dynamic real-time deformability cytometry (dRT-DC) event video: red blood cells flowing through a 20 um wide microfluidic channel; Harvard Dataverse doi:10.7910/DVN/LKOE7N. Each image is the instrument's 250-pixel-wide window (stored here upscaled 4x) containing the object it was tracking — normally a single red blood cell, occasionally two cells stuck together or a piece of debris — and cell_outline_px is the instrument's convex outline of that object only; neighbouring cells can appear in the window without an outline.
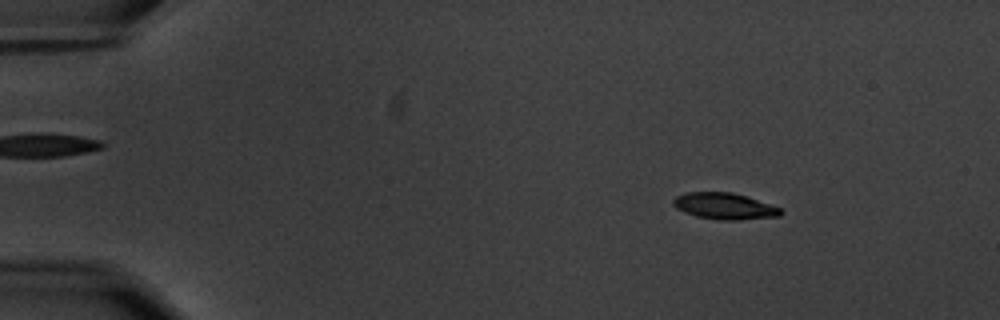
{"species": "common noctule bat (a hibernating species)", "species_latin": "Nyctalus noctula", "temperature_condition": "warm", "stored_images_in_passage": 58, "camera_frame_rate_fps": 3000, "um_per_image_px": 0.085, "animal": {"sex": "male", "body_mass_g": 20.1, "forearm_length_mm": 53.5}, "frame": {"image": 1, "passage_image": 8, "time_ms": 2.333, "image_size_px": [1000, 320], "cell_outline_px": [[784, 212], [780, 216], [740, 220], [720, 220], [696, 216], [684, 212], [676, 208], [672, 204], [672, 200], [676, 196], [688, 192], [732, 192], [780, 208]], "centroid_in_image_um": [61.55, 17.53], "position_along_channel_um": 23.5, "area_um2": 16.42}}
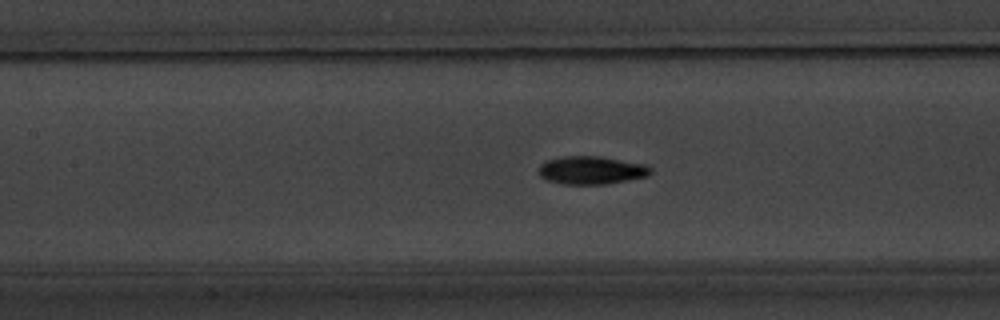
{"frame": {"image": 2, "passage_image": 27, "time_ms": 8.667, "image_size_px": [1000, 320], "cell_outline_px": [[652, 172], [648, 176], [608, 184], [564, 184], [548, 180], [540, 176], [540, 164], [548, 160], [564, 156], [600, 156], [644, 164], [652, 168]], "centroid_in_image_um": [50.3, 14.47], "position_along_channel_um": 157.1, "area_um2": 18.21}}
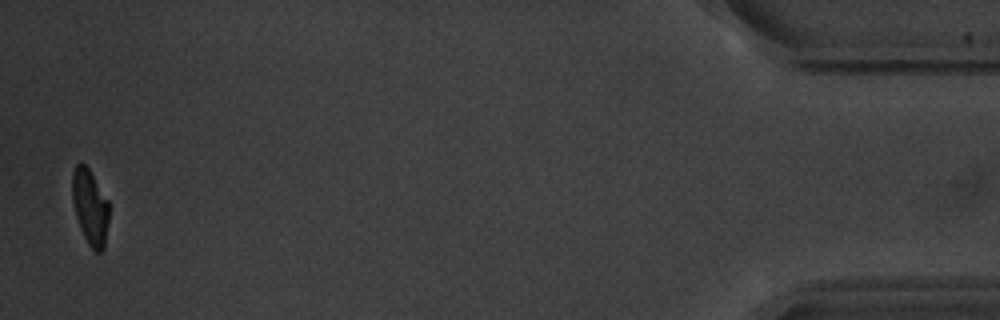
{"frame": {"image": 3, "passage_image": 57, "time_ms": 18.667, "image_size_px": [1000, 320], "cell_outline_px": [[108, 220], [104, 248], [100, 252], [96, 252], [88, 244], [80, 228], [76, 216], [72, 200], [72, 172], [76, 164], [80, 160], [88, 168], [108, 200]], "centroid_in_image_um": [7.64, 17.57], "position_along_channel_um": 427.6, "area_um2": 16.07}, "authors_computed_cell_mechanics": {"area_um2": 17.2822, "velocity_mm_per_s": 3.5235, "shape_relaxation_time_tau1_ms": 2.0275, "shape_relaxation_time_tau2_ms": 1.5039, "deformation_change_tau1": 0.1883, "deformation_change_tau2": 0.0759}}